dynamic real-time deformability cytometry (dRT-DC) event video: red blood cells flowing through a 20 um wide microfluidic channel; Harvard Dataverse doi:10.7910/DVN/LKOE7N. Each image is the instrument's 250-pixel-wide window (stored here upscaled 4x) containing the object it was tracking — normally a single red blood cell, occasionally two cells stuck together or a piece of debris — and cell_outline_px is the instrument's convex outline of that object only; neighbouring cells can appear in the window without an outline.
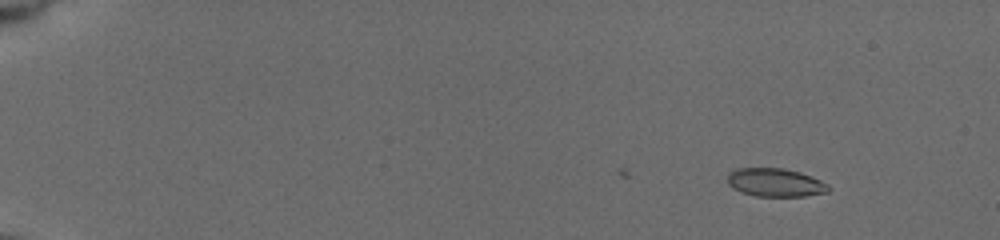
{"species": "common noctule bat (a hibernating species)", "species_latin": "Nyctalus noctula", "temperature_condition": "cold", "stored_images_in_passage": 2, "camera_frame_rate_fps": 3000, "um_per_image_px": 0.085, "animal": {"sex": "female", "body_mass_g": 19.5, "forearm_length_mm": 54.1}, "frame": {"image": 1, "passage_image": 2, "time_ms": 0.333, "image_size_px": [1000, 240], "cell_outline_px": [[832, 188], [828, 192], [804, 196], [756, 196], [740, 192], [732, 188], [728, 184], [728, 172], [736, 168], [784, 168], [800, 172], [820, 180], [828, 184]], "centroid_in_image_um": [65.89, 15.51], "position_along_channel_um": 19.1, "area_um2": 16.82}}